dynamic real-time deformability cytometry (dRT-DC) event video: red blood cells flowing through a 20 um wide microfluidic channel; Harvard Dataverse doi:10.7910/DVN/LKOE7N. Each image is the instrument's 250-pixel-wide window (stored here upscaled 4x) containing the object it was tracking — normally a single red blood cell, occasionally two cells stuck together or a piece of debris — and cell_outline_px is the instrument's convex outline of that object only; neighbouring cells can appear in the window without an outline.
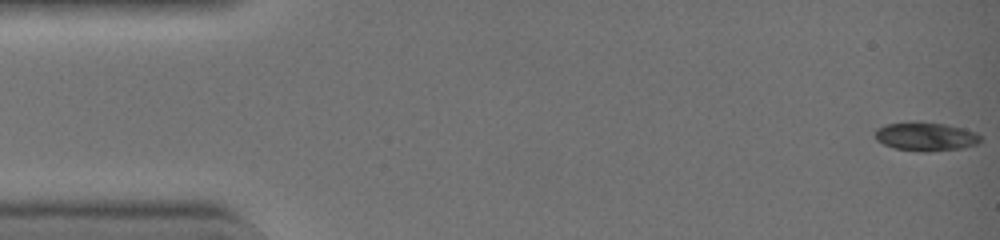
{"species": "common noctule bat (a hibernating species)", "species_latin": "Nyctalus noctula", "temperature_condition": "warm", "stored_images_in_passage": 9, "camera_frame_rate_fps": 3000, "um_per_image_px": 0.085, "animal": {"sex": "female", "body_mass_g": 19.0, "forearm_length_mm": 51.5}, "frame": {"image": 1, "passage_image": 1, "time_ms": 0.0, "image_size_px": [1000, 240], "cell_outline_px": [[980, 140], [976, 144], [960, 148], [896, 148], [884, 144], [876, 140], [876, 128], [888, 124], [944, 124], [960, 128], [972, 132], [980, 136]], "centroid_in_image_um": [78.66, 11.58], "position_along_channel_um": 6.3, "area_um2": 15.61}}
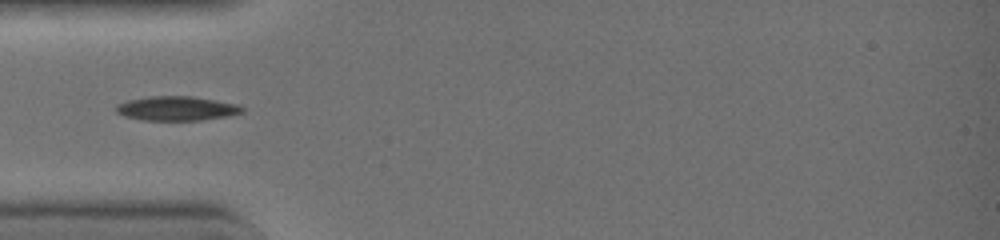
{"frame": {"image": 2, "passage_image": 6, "time_ms": 1.667, "image_size_px": [1000, 240], "cell_outline_px": [[244, 112], [224, 116], [200, 120], [140, 120], [124, 116], [116, 112], [116, 108], [120, 104], [128, 100], [152, 96], [192, 96], [236, 104], [244, 108]], "centroid_in_image_um": [15.0, 9.22], "position_along_channel_um": 70.0, "area_um2": 17.57}}
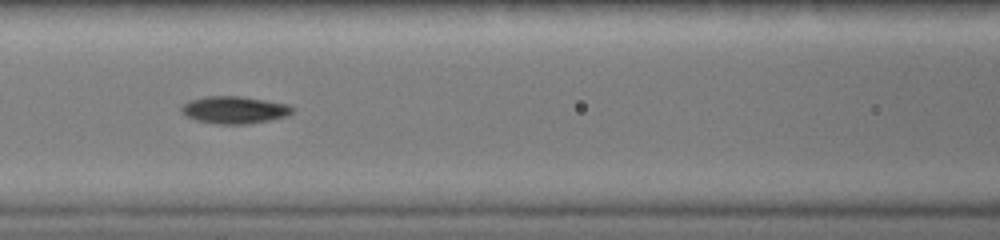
{"frame": {"image": 3, "passage_image": 8, "time_ms": 2.333, "image_size_px": [1000, 240], "cell_outline_px": [[292, 112], [284, 116], [272, 120], [248, 124], [216, 124], [196, 120], [188, 116], [180, 108], [184, 104], [192, 100], [208, 96], [240, 96], [288, 104], [292, 108]], "centroid_in_image_um": [19.94, 9.35], "position_along_channel_um": 146.7, "area_um2": 17.34}}